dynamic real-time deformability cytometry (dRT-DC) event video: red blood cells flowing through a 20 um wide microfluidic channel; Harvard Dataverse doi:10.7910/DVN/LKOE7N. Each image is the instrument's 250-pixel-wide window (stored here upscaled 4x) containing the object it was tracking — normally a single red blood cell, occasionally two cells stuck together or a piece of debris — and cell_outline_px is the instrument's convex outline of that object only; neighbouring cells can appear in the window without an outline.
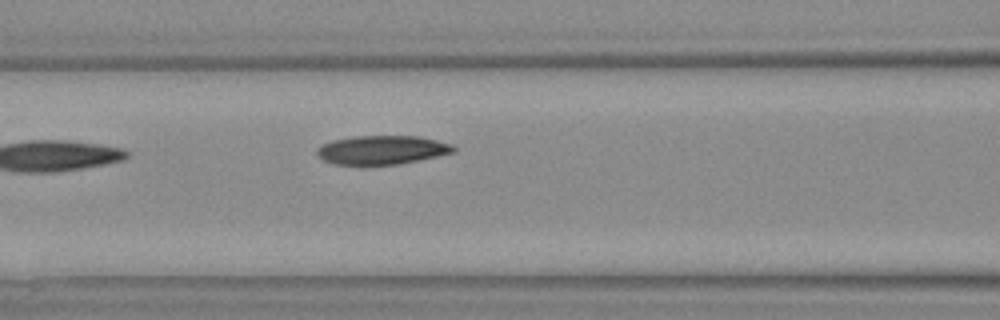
{"species": "Egyptian fruit bat (a non-hibernating species)", "species_latin": "Rousettus aegyptiacus", "temperature_condition": "warm", "stored_images_in_passage": 5, "segment_of_instrument_passage": [1, 2], "camera_frame_rate_fps": 3000, "um_per_image_px": 0.085, "animal": {"sex": "female"}, "frame": {"image": 1, "passage_image": 4, "time_ms": 3.667, "image_size_px": [1000, 320], "cell_outline_px": [[456, 152], [396, 164], [332, 164], [324, 160], [316, 152], [316, 148], [332, 140], [356, 136], [420, 136], [452, 144], [456, 148]], "centroid_in_image_um": [32.48, 12.73], "position_along_channel_um": 134.1, "area_um2": 22.66}}